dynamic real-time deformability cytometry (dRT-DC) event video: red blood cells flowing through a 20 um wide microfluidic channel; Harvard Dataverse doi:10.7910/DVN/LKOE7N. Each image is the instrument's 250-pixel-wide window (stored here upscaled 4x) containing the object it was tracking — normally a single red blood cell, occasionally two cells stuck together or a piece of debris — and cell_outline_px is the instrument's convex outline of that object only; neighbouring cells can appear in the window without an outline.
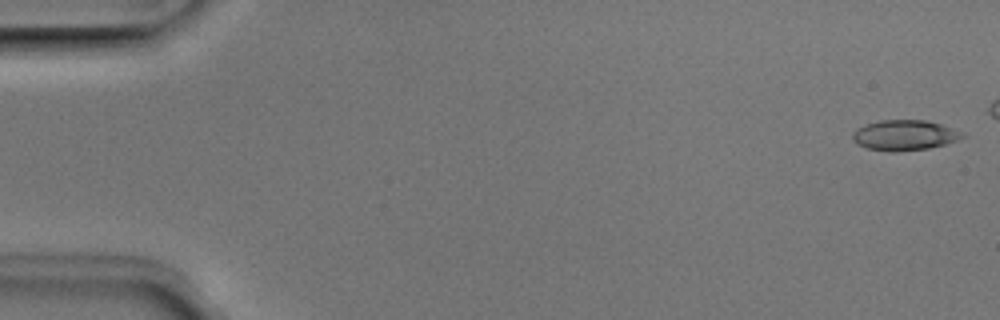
{"species": "Egyptian fruit bat (a non-hibernating species)", "species_latin": "Rousettus aegyptiacus", "temperature_condition": "room temperature", "stored_images_in_passage": 20, "camera_frame_rate_fps": 3000, "um_per_image_px": 0.085, "animal": {"sex": "male"}, "frame": {"image": 1, "passage_image": 1, "time_ms": 0.0, "image_size_px": [1000, 320], "cell_outline_px": [[968, 136], [944, 144], [928, 148], [896, 152], [888, 152], [868, 148], [856, 144], [852, 140], [852, 132], [856, 128], [880, 120], [924, 120], [940, 124], [964, 132]], "centroid_in_image_um": [76.87, 11.5], "position_along_channel_um": 8.1, "area_um2": 19.48}}
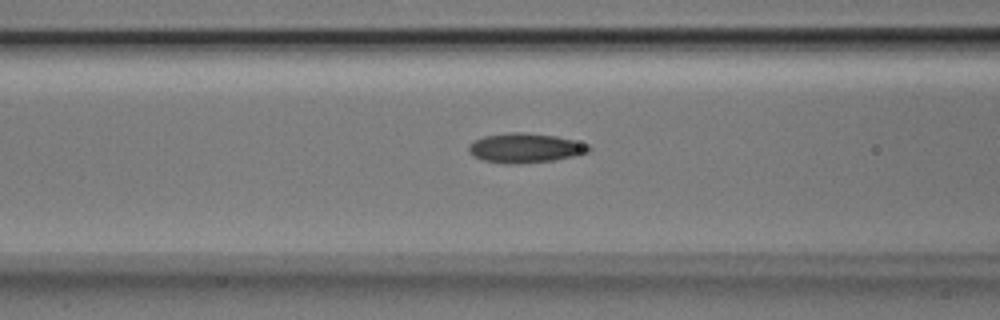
{"frame": {"image": 2, "passage_image": 20, "time_ms": 6.333, "image_size_px": [1000, 320], "cell_outline_px": [[592, 148], [588, 152], [576, 156], [556, 160], [516, 164], [504, 164], [484, 160], [472, 156], [468, 152], [468, 144], [472, 140], [484, 136], [508, 132], [524, 132], [556, 136], [588, 144]], "centroid_in_image_um": [44.61, 12.58], "position_along_channel_um": 122.0, "area_um2": 20.98}}